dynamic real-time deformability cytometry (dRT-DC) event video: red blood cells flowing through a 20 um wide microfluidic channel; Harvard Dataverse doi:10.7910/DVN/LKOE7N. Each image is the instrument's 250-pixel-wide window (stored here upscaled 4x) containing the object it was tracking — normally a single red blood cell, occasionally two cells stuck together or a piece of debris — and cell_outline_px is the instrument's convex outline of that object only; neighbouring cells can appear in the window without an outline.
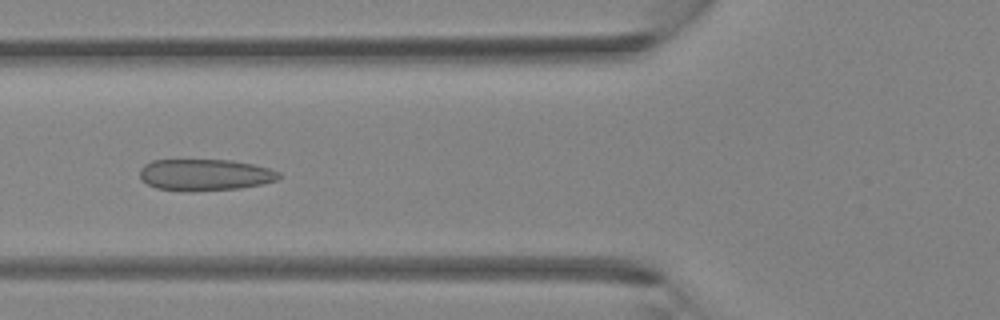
{"species": "Egyptian fruit bat (a non-hibernating species)", "species_latin": "Rousettus aegyptiacus", "temperature_condition": "room temperature", "stored_images_in_passage": 40, "camera_frame_rate_fps": 3000, "um_per_image_px": 0.085, "animal": {"sex": "female"}, "frame": {"image": 1, "passage_image": 15, "time_ms": 4.667, "image_size_px": [1000, 320], "cell_outline_px": [[280, 176], [276, 180], [260, 184], [240, 188], [192, 192], [184, 192], [156, 188], [148, 184], [140, 176], [140, 168], [144, 164], [152, 160], [232, 160], [252, 164], [268, 168], [280, 172]], "centroid_in_image_um": [17.39, 14.87], "position_along_channel_um": 108.4, "area_um2": 25.66}}
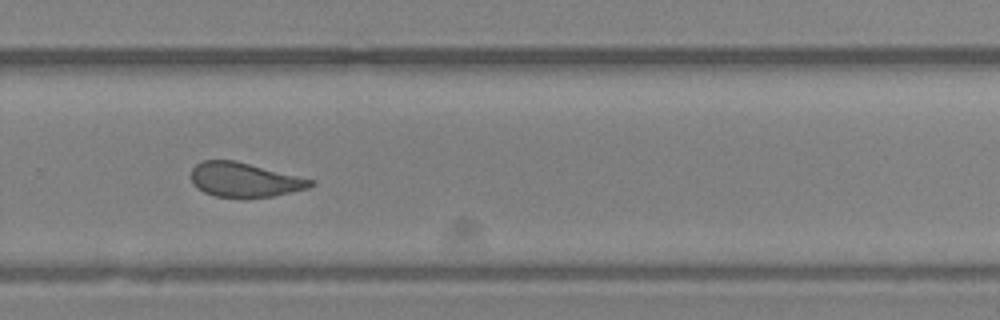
{"frame": {"image": 2, "passage_image": 27, "time_ms": 8.667, "image_size_px": [1000, 320], "cell_outline_px": [[316, 184], [308, 188], [272, 196], [216, 196], [204, 192], [196, 188], [192, 184], [192, 168], [200, 160], [232, 160], [316, 180]], "centroid_in_image_um": [20.77, 15.26], "position_along_channel_um": 309.0, "area_um2": 23.52}}
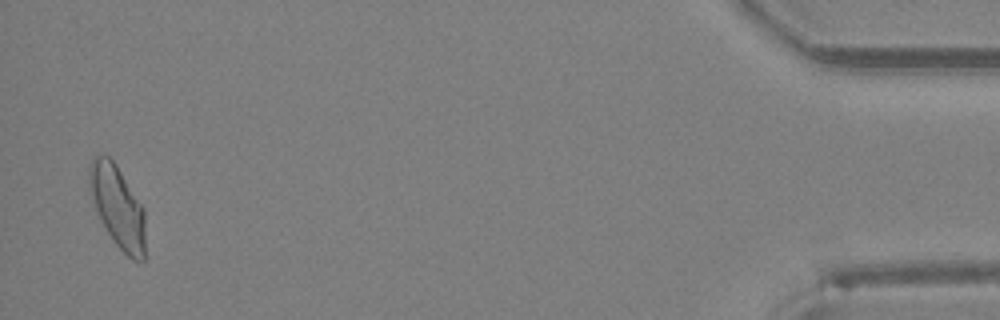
{"frame": {"image": 3, "passage_image": 39, "time_ms": 12.667, "image_size_px": [1000, 320], "cell_outline_px": [[144, 260], [132, 260], [116, 244], [108, 232], [96, 208], [88, 188], [88, 164], [92, 156], [108, 156], [116, 164], [144, 208]], "centroid_in_image_um": [9.98, 17.51], "position_along_channel_um": 425.2, "area_um2": 26.41}}